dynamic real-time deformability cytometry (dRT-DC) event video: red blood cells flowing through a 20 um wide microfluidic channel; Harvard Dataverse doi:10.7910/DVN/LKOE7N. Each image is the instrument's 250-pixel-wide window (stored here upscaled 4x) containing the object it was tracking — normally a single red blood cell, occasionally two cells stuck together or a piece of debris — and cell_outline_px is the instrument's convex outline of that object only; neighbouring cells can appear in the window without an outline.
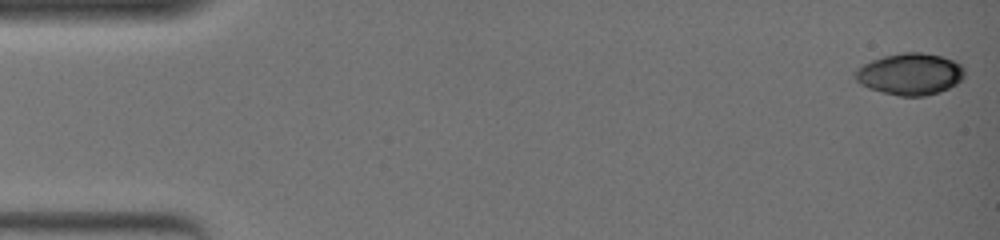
{"species": "common noctule bat (a hibernating species)", "species_latin": "Nyctalus noctula", "temperature_condition": "warm", "stored_images_in_passage": 51, "camera_frame_rate_fps": 3000, "um_per_image_px": 0.085, "animal": {"sex": "female", "body_mass_g": 19.0, "forearm_length_mm": 51.5}, "frame": {"image": 1, "passage_image": 1, "time_ms": 0.0, "image_size_px": [1000, 240], "cell_outline_px": [[964, 76], [956, 84], [940, 92], [924, 96], [900, 96], [868, 88], [860, 84], [856, 80], [852, 72], [856, 68], [872, 60], [884, 56], [904, 52], [924, 52], [940, 56], [952, 60], [960, 64], [964, 68]], "centroid_in_image_um": [77.33, 6.29], "position_along_channel_um": 7.7, "area_um2": 26.59}}
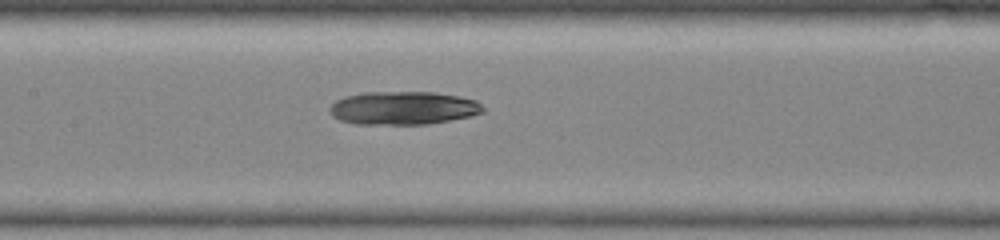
{"frame": {"image": 2, "passage_image": 26, "time_ms": 8.333, "image_size_px": [1000, 240], "cell_outline_px": [[484, 112], [472, 116], [428, 124], [356, 124], [340, 120], [332, 116], [328, 108], [336, 100], [344, 96], [364, 92], [436, 92], [460, 96], [476, 100], [484, 108]], "centroid_in_image_um": [34.27, 9.18], "position_along_channel_um": 173.1, "area_um2": 29.94}}
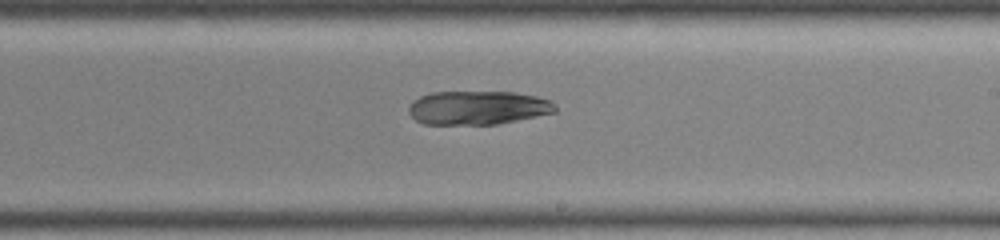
{"frame": {"image": 3, "passage_image": 32, "time_ms": 10.333, "image_size_px": [1000, 240], "cell_outline_px": [[556, 112], [496, 124], [424, 124], [416, 120], [408, 112], [408, 108], [412, 100], [420, 96], [432, 92], [516, 92], [536, 96], [552, 100], [556, 104]], "centroid_in_image_um": [40.62, 9.15], "position_along_channel_um": 248.4, "area_um2": 28.9}, "authors_computed_cell_mechanics": {"area_um2": 29.5358, "velocity_mm_per_s": 3.7807, "shape_relaxation_time_tau1_ms": null, "shape_relaxation_time_tau2_ms": 2.3188, "deformation_change_tau1": null, "deformation_change_tau2": 0.0557}}